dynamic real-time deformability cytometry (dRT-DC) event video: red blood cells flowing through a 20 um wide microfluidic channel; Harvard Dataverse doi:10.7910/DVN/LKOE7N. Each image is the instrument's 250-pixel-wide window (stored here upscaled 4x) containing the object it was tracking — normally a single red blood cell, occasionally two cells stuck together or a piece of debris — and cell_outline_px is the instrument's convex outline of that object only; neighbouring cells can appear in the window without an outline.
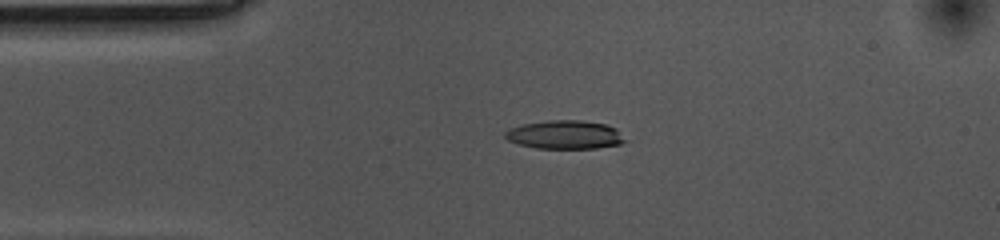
{"species": "common noctule bat (a hibernating species)", "species_latin": "Nyctalus noctula", "temperature_condition": "cold", "stored_images_in_passage": 45, "camera_frame_rate_fps": 3000, "um_per_image_px": 0.085, "animal": {"sex": "female", "body_mass_g": 10.0, "forearm_length_mm": 53.1}, "frame": {"image": 1, "passage_image": 1, "time_ms": 0.0, "image_size_px": [1000, 240], "cell_outline_px": [[632, 140], [620, 144], [596, 148], [536, 148], [520, 144], [508, 140], [504, 136], [504, 132], [508, 128], [524, 124], [548, 120], [580, 120], [604, 124], [616, 128]], "centroid_in_image_um": [48.08, 11.45], "position_along_channel_um": 36.9, "area_um2": 20.17}}
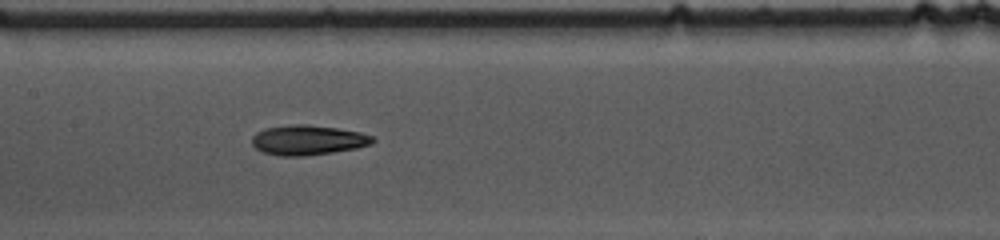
{"frame": {"image": 2, "passage_image": 15, "time_ms": 4.667, "image_size_px": [1000, 240], "cell_outline_px": [[376, 140], [372, 144], [356, 148], [332, 152], [304, 156], [280, 156], [264, 152], [256, 148], [252, 144], [252, 136], [256, 132], [264, 128], [292, 124], [308, 124], [336, 128], [360, 132], [372, 136]], "centroid_in_image_um": [26.16, 11.9], "position_along_channel_um": 181.2, "area_um2": 21.04}}
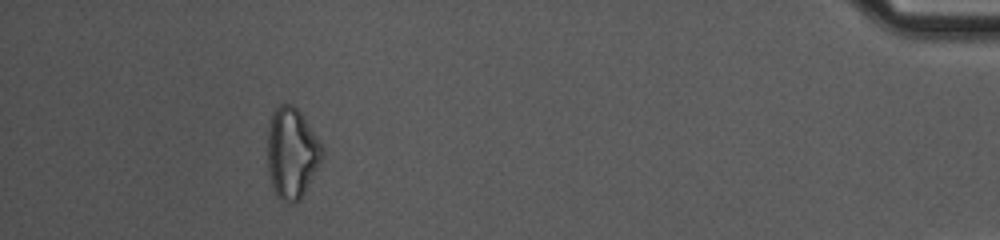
{"frame": {"image": 3, "passage_image": 40, "time_ms": 13.0, "image_size_px": [1000, 240], "cell_outline_px": [[324, 156], [320, 164], [300, 200], [292, 204], [288, 204], [280, 200], [276, 196], [268, 172], [268, 124], [272, 112], [280, 104], [292, 104], [300, 112], [320, 140], [324, 148]], "centroid_in_image_um": [24.81, 13.02], "position_along_channel_um": 410.4, "area_um2": 29.25}, "authors_computed_cell_mechanics": {"area_um2": 20.808, "velocity_mm_per_s": 3.5474, "shape_relaxation_time_tau1_ms": 4.0064, "shape_relaxation_time_tau2_ms": 7.443, "deformation_change_tau1": 0.148, "deformation_change_tau2": 0.1608}}